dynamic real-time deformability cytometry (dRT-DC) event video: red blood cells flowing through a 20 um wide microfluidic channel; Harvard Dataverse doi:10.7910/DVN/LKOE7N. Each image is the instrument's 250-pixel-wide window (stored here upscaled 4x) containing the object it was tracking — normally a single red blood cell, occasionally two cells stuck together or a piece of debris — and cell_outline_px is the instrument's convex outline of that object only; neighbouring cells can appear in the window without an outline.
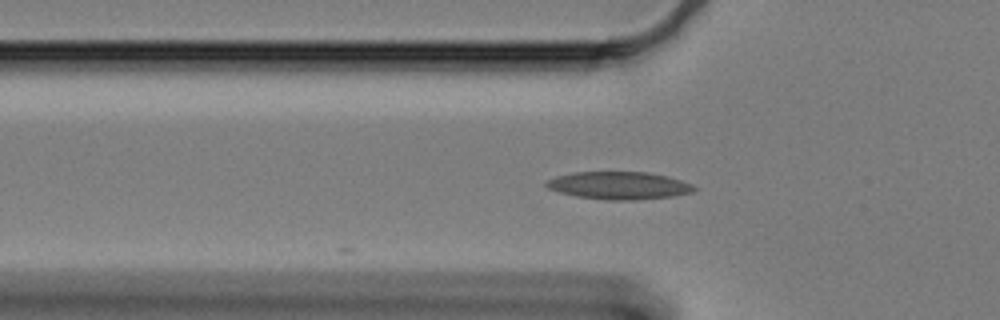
{"species": "Egyptian fruit bat (a non-hibernating species)", "species_latin": "Rousettus aegyptiacus", "temperature_condition": "cold", "stored_images_in_passage": 13, "camera_frame_rate_fps": 3000, "um_per_image_px": 0.085, "animal": {"sex": "female"}, "frame": {"image": 1, "passage_image": 3, "time_ms": 0.667, "image_size_px": [1000, 320], "cell_outline_px": [[700, 188], [692, 192], [672, 196], [636, 200], [608, 200], [576, 196], [560, 192], [548, 188], [544, 184], [548, 180], [556, 176], [572, 172], [648, 172], [668, 176], [692, 184]], "centroid_in_image_um": [52.64, 15.76], "position_along_channel_um": 73.2, "area_um2": 23.81}}
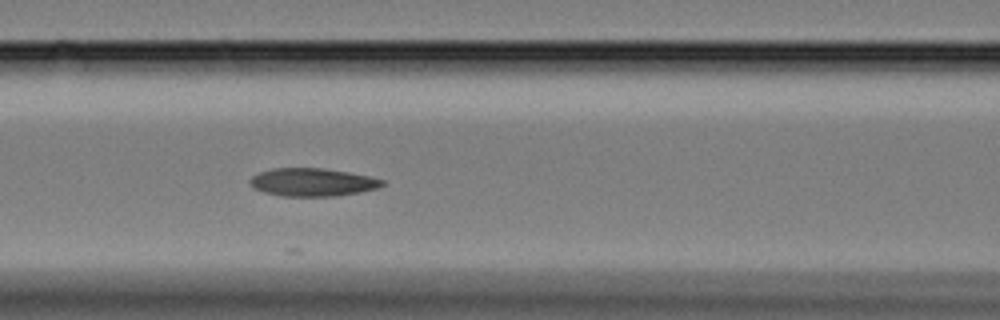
{"frame": {"image": 2, "passage_image": 9, "time_ms": 2.667, "image_size_px": [1000, 320], "cell_outline_px": [[384, 184], [376, 188], [360, 192], [336, 196], [280, 196], [264, 192], [252, 188], [248, 184], [248, 180], [252, 176], [260, 172], [272, 168], [324, 168], [348, 172], [368, 176], [384, 180]], "centroid_in_image_um": [26.5, 15.49], "position_along_channel_um": 140.1, "area_um2": 21.68}}
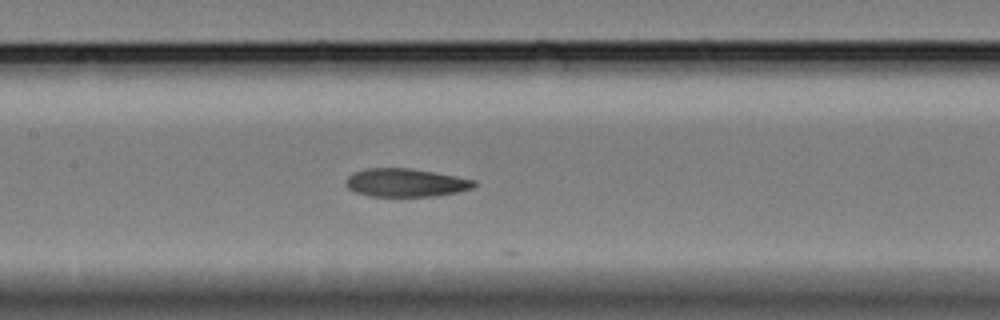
{"frame": {"image": 3, "passage_image": 12, "time_ms": 3.667, "image_size_px": [1000, 320], "cell_outline_px": [[476, 184], [472, 188], [456, 192], [436, 196], [372, 196], [356, 192], [348, 188], [344, 184], [344, 180], [352, 172], [364, 168], [408, 168], [456, 176], [476, 180]], "centroid_in_image_um": [34.43, 15.52], "position_along_channel_um": 173.0, "area_um2": 21.1}}